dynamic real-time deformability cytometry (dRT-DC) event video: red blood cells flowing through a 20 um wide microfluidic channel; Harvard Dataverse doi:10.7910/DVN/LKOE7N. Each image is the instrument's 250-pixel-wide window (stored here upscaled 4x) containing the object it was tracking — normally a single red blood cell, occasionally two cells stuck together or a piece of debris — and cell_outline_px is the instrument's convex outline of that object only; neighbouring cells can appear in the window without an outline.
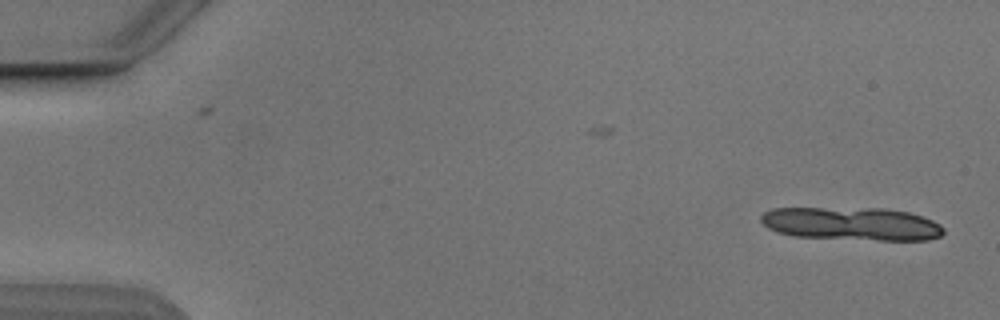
{"species": "Egyptian fruit bat (a non-hibernating species)", "species_latin": "Rousettus aegyptiacus", "temperature_condition": "cold", "stored_images_in_passage": 3, "camera_frame_rate_fps": 3000, "um_per_image_px": 0.085, "animal": {"sex": "male"}, "frame": {"image": 1, "passage_image": 3, "time_ms": 2.333, "image_size_px": [1000, 320], "cell_outline_px": [[944, 232], [940, 236], [928, 240], [880, 240], [792, 236], [776, 232], [768, 228], [760, 220], [760, 216], [764, 212], [772, 208], [884, 208], [908, 212], [932, 220], [940, 224], [944, 228]], "centroid_in_image_um": [72.38, 19.02], "position_along_channel_um": 12.6, "area_um2": 35.37}}